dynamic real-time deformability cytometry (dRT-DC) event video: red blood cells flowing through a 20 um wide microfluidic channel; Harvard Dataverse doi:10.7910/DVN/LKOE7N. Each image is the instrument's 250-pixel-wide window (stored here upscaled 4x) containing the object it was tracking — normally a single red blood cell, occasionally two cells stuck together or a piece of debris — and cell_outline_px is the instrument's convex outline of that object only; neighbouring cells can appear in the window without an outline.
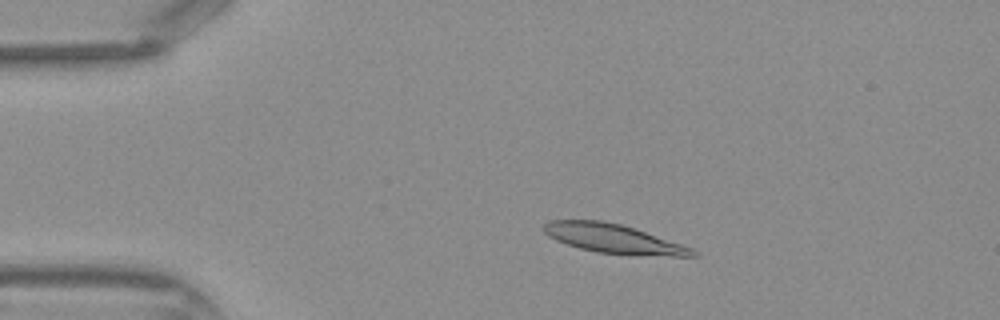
{"species": "Egyptian fruit bat (a non-hibernating species)", "species_latin": "Rousettus aegyptiacus", "temperature_condition": "warm", "stored_images_in_passage": 43, "camera_frame_rate_fps": 3000, "um_per_image_px": 0.085, "frame": {"image": 1, "passage_image": 8, "time_ms": 2.333, "image_size_px": [1000, 320], "cell_outline_px": [[700, 256], [672, 256], [600, 252], [580, 248], [556, 240], [548, 236], [544, 232], [544, 224], [548, 220], [604, 220], [636, 228], [692, 248], [700, 252]], "centroid_in_image_um": [52.16, 20.27], "position_along_channel_um": 32.8, "area_um2": 24.91}}
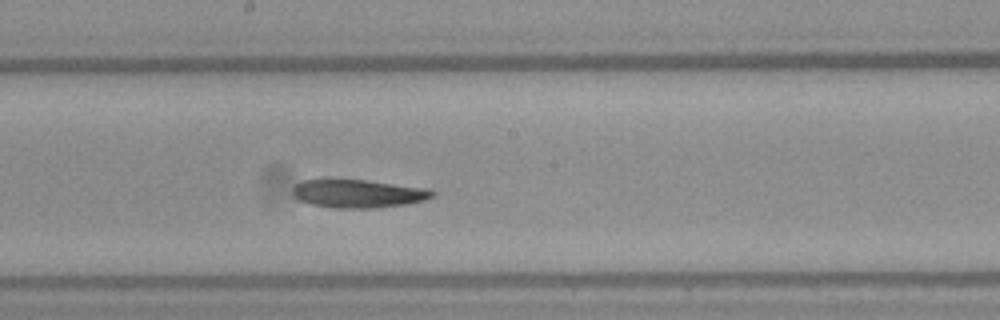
{"frame": {"image": 2, "passage_image": 23, "time_ms": 7.333, "image_size_px": [1000, 320], "cell_outline_px": [[436, 196], [424, 200], [408, 204], [372, 208], [332, 208], [312, 204], [300, 200], [292, 196], [292, 188], [296, 184], [304, 180], [364, 180], [432, 188], [436, 192]], "centroid_in_image_um": [30.51, 16.46], "position_along_channel_um": 217.7, "area_um2": 23.12}}
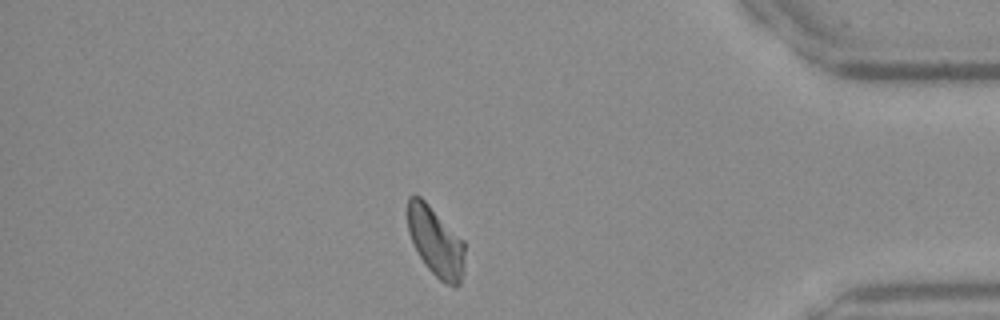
{"frame": {"image": 3, "passage_image": 37, "time_ms": 12.0, "image_size_px": [1000, 320], "cell_outline_px": [[464, 272], [460, 284], [456, 288], [440, 280], [428, 268], [420, 256], [408, 232], [408, 196], [420, 196], [464, 240]], "centroid_in_image_um": [37.07, 20.57], "position_along_channel_um": 398.1, "area_um2": 22.89}}